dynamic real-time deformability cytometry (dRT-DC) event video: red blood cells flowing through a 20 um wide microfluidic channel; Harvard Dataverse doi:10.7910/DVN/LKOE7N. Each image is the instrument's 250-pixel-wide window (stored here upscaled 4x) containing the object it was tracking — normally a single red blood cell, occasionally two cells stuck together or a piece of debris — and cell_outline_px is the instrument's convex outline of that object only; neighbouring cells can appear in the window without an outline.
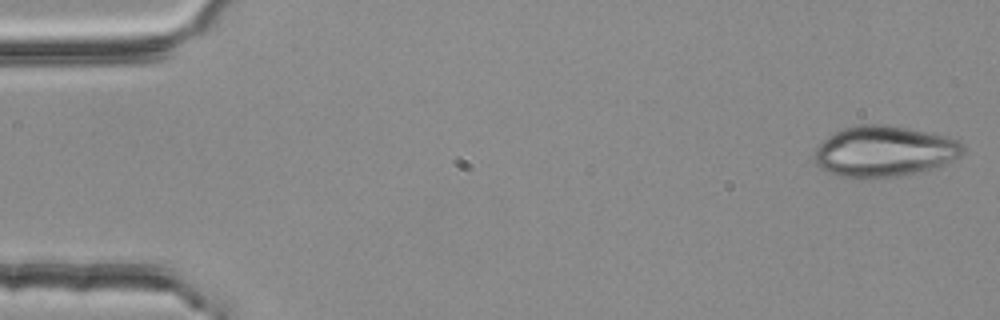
{"species": "common noctule bat (a hibernating species)", "species_latin": "Nyctalus noctula", "temperature_condition": "room temperature", "stored_images_in_passage": 4, "camera_frame_rate_fps": 3000, "um_per_image_px": 0.085, "animal": {"sex": "female", "body_mass_g": 25.1}, "frame": {"image": 1, "passage_image": 1, "time_ms": 0.0, "image_size_px": [1000, 320], "cell_outline_px": [[964, 152], [960, 156], [940, 168], [896, 176], [840, 176], [828, 172], [820, 168], [816, 164], [812, 156], [816, 148], [828, 136], [844, 128], [860, 124], [888, 124], [944, 136], [956, 140], [964, 144]], "centroid_in_image_um": [75.18, 12.85], "position_along_channel_um": 9.8, "area_um2": 43.7}}